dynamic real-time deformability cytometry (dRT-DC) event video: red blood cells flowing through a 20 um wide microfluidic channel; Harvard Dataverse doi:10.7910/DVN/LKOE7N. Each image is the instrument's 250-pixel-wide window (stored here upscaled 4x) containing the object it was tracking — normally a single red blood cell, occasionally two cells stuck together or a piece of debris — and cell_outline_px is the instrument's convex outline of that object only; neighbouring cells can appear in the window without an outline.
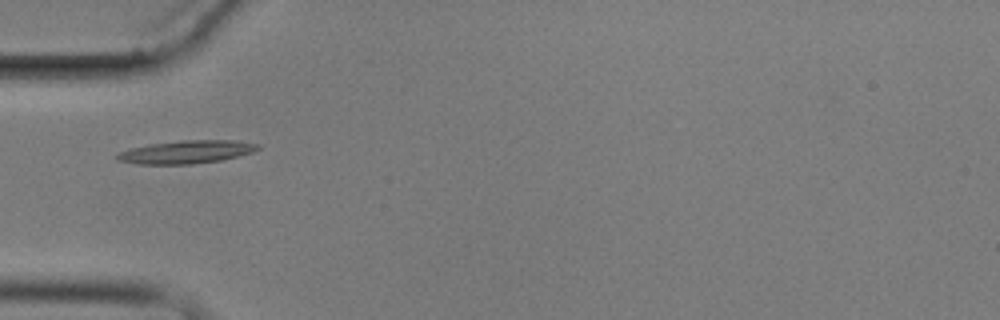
{"species": "common noctule bat (a hibernating species)", "species_latin": "Nyctalus noctula", "temperature_condition": "cold", "stored_images_in_passage": 6, "camera_frame_rate_fps": 3000, "um_per_image_px": 0.085, "animal": {"sex": "male", "body_mass_g": 17.9}, "frame": {"image": 1, "passage_image": 2, "time_ms": 2.0, "image_size_px": [1000, 320], "cell_outline_px": [[260, 148], [252, 152], [224, 160], [192, 164], [140, 164], [116, 160], [112, 156], [116, 152], [148, 144], [180, 140], [236, 140], [260, 144]], "centroid_in_image_um": [15.81, 12.91], "position_along_channel_um": 69.2, "area_um2": 19.19}}
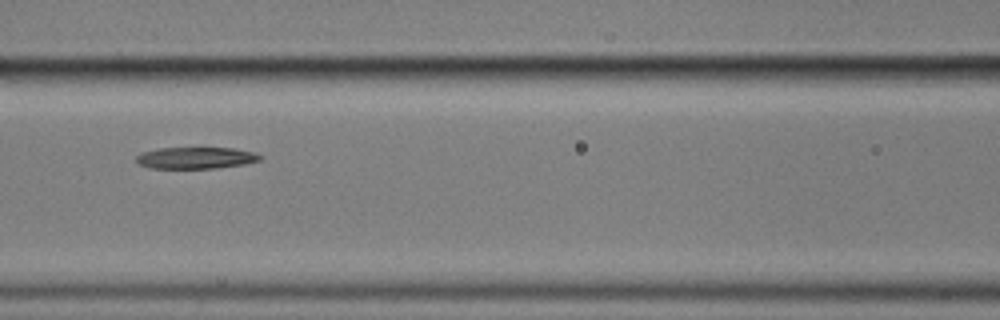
{"frame": {"image": 2, "passage_image": 4, "time_ms": 4.333, "image_size_px": [1000, 320], "cell_outline_px": [[264, 156], [260, 160], [244, 164], [216, 168], [148, 168], [140, 164], [136, 160], [136, 156], [144, 152], [156, 148], [232, 148], [252, 152]], "centroid_in_image_um": [16.64, 13.42], "position_along_channel_um": 150.0, "area_um2": 15.49}}
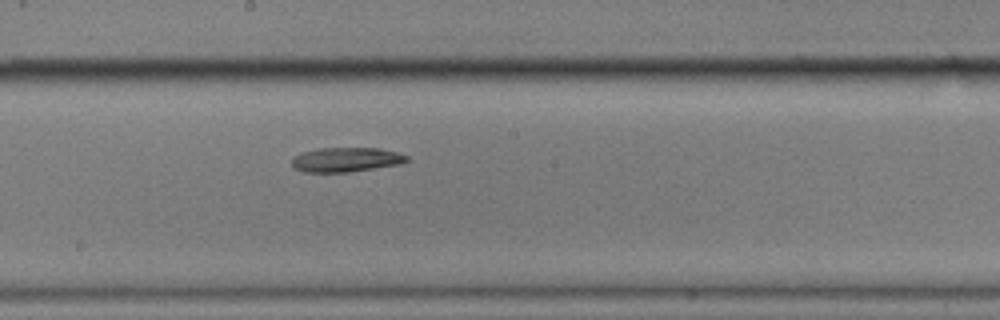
{"frame": {"image": 3, "passage_image": 6, "time_ms": 6.333, "image_size_px": [1000, 320], "cell_outline_px": [[408, 160], [400, 164], [348, 172], [304, 172], [292, 168], [292, 156], [316, 148], [380, 148], [396, 152], [408, 156]], "centroid_in_image_um": [29.37, 13.57], "position_along_channel_um": 218.8, "area_um2": 16.42}}